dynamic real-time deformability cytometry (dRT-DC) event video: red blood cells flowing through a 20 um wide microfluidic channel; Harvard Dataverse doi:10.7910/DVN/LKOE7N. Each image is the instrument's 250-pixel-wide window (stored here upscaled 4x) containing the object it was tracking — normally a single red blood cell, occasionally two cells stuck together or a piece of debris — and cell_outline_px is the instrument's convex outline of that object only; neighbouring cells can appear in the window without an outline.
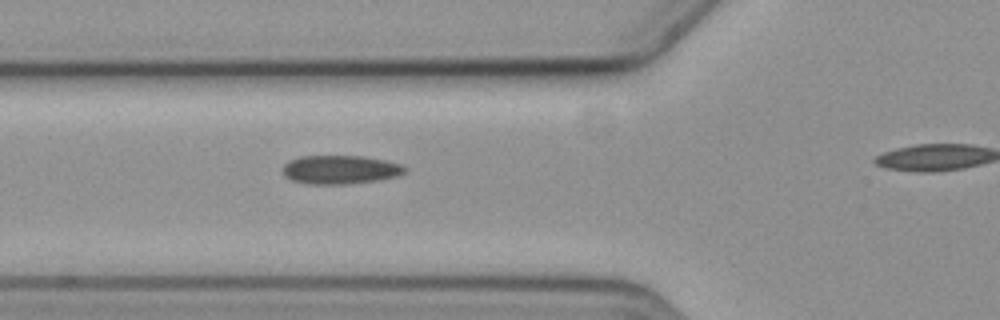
{"species": "common noctule bat (a hibernating species)", "species_latin": "Nyctalus noctula", "temperature_condition": "cold", "stored_images_in_passage": 5, "segment_of_instrument_passage": [1, 2], "camera_frame_rate_fps": 3000, "um_per_image_px": 0.085, "animal": {"sex": "female", "body_mass_g": 19.3, "forearm_length_mm": 54.1}, "frame": {"image": 1, "passage_image": 4, "time_ms": 3.333, "image_size_px": [1000, 320], "cell_outline_px": [[408, 172], [396, 176], [376, 180], [348, 184], [308, 184], [292, 180], [284, 176], [284, 164], [288, 160], [300, 156], [364, 156], [388, 160], [400, 164], [408, 168]], "centroid_in_image_um": [28.95, 14.41], "position_along_channel_um": 96.9, "area_um2": 20.58}}